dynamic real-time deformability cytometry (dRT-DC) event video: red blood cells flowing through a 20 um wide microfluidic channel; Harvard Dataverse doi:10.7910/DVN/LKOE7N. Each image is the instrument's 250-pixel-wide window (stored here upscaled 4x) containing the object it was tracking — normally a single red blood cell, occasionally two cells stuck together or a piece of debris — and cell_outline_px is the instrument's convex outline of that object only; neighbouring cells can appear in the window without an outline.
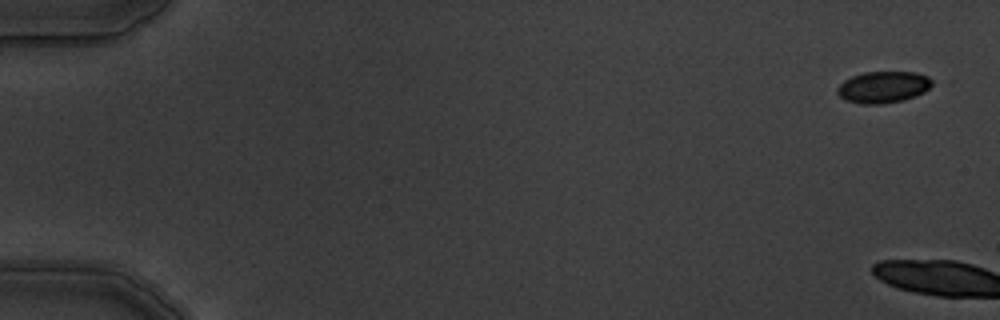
{"species": "common noctule bat (a hibernating species)", "species_latin": "Nyctalus noctula", "temperature_condition": "warm", "stored_images_in_passage": 2, "camera_frame_rate_fps": 3000, "um_per_image_px": 0.085, "animal": {"sex": "male", "body_mass_g": 19.5, "forearm_length_mm": 54.6}, "frame": {"image": 1, "passage_image": 1, "time_ms": 0.0, "image_size_px": [1000, 320], "cell_outline_px": [[936, 80], [924, 92], [916, 96], [900, 100], [880, 104], [864, 104], [844, 100], [836, 92], [836, 88], [844, 80], [852, 76], [864, 72], [916, 72], [928, 76]], "centroid_in_image_um": [75.08, 7.39], "position_along_channel_um": 9.9, "area_um2": 17.51}}